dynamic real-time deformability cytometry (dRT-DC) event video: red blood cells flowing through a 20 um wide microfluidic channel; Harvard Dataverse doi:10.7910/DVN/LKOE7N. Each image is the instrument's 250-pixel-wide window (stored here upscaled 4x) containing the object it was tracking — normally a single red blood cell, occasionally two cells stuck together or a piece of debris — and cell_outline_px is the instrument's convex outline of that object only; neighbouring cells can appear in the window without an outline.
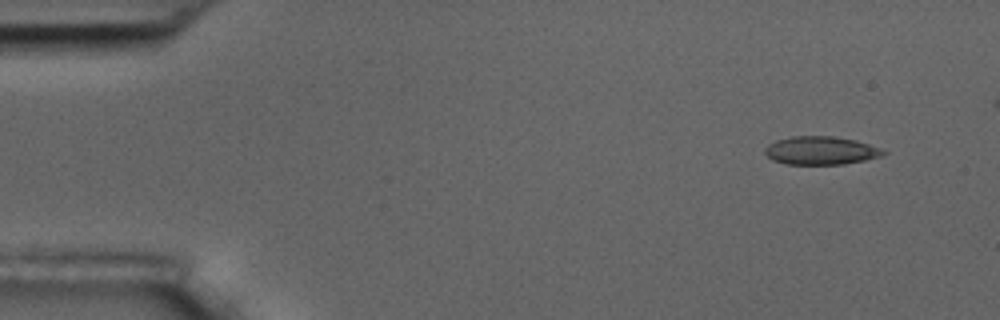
{"species": "common noctule bat (a hibernating species)", "species_latin": "Nyctalus noctula", "temperature_condition": "room temperature", "stored_images_in_passage": 5, "segment_of_instrument_passage": [2, 2], "camera_frame_rate_fps": 3000, "um_per_image_px": 0.085, "animal": {"sex": "male", "body_mass_g": 17.5, "forearm_length_mm": 52.3}, "frame": {"image": 1, "passage_image": 5, "time_ms": 5.333, "image_size_px": [1000, 320], "cell_outline_px": [[888, 152], [880, 156], [864, 160], [844, 164], [788, 164], [772, 160], [764, 152], [764, 148], [768, 144], [776, 140], [792, 136], [832, 136], [856, 140], [880, 148]], "centroid_in_image_um": [69.75, 12.79], "position_along_channel_um": 15.3, "area_um2": 19.42}}